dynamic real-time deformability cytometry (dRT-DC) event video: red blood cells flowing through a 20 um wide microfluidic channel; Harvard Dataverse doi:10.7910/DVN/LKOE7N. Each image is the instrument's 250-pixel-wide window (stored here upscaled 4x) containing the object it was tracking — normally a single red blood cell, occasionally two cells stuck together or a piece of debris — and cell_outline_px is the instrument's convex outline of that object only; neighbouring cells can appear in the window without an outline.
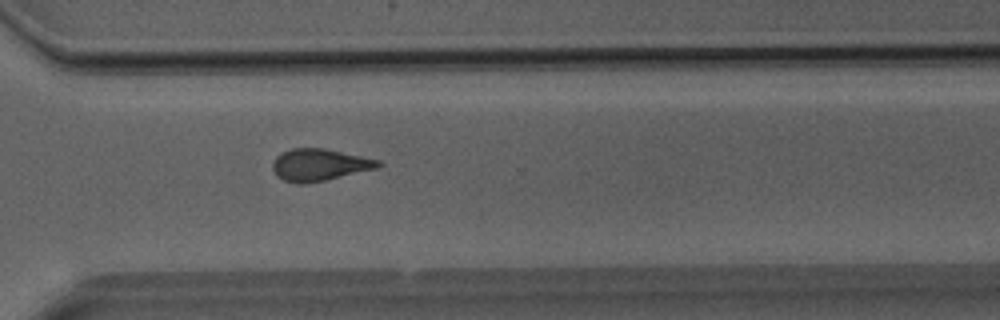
{"species": "Egyptian fruit bat (a non-hibernating species)", "species_latin": "Rousettus aegyptiacus", "temperature_condition": "room temperature", "stored_images_in_passage": 38, "camera_frame_rate_fps": 3000, "um_per_image_px": 0.085, "animal": {"sex": "male"}, "frame": {"image": 1, "passage_image": 28, "time_ms": 9.0, "image_size_px": [1000, 320], "cell_outline_px": [[384, 164], [380, 168], [324, 180], [304, 184], [300, 184], [284, 180], [276, 176], [272, 168], [272, 164], [276, 156], [292, 148], [324, 148], [380, 160]], "centroid_in_image_um": [27.18, 14.01], "position_along_channel_um": 343.4, "area_um2": 19.71}}
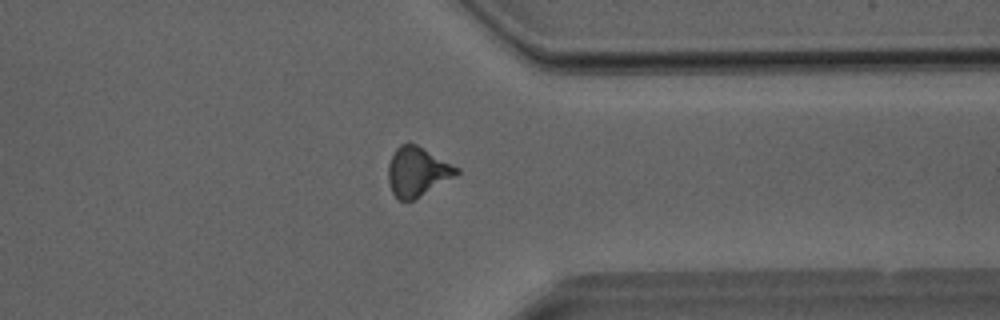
{"frame": {"image": 2, "passage_image": 30, "time_ms": 9.667, "image_size_px": [1000, 320], "cell_outline_px": [[460, 172], [456, 176], [412, 200], [400, 200], [392, 192], [388, 180], [388, 164], [396, 148], [400, 144], [416, 144], [460, 168]], "centroid_in_image_um": [35.48, 14.58], "position_along_channel_um": 375.9, "area_um2": 19.36}}
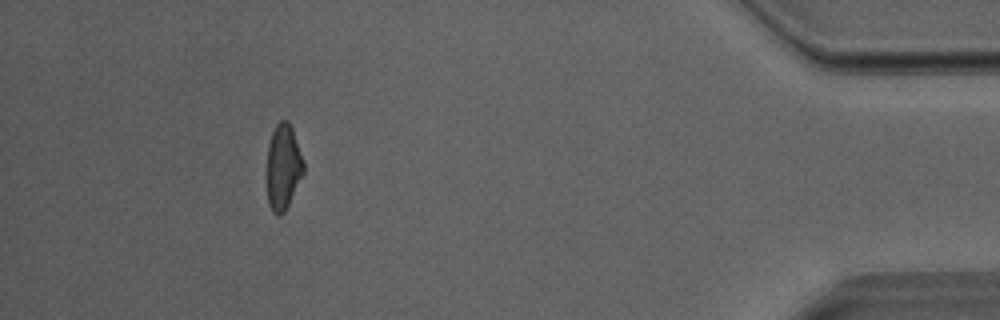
{"frame": {"image": 3, "passage_image": 35, "time_ms": 11.333, "image_size_px": [1000, 320], "cell_outline_px": [[304, 172], [284, 212], [280, 216], [272, 212], [268, 204], [268, 144], [272, 132], [276, 124], [280, 120], [288, 120], [292, 128], [304, 160]], "centroid_in_image_um": [24.08, 14.17], "position_along_channel_um": 411.1, "area_um2": 18.09}}